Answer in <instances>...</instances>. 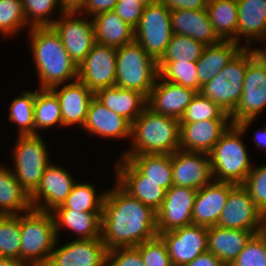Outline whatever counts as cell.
Instances as JSON below:
<instances>
[{
	"instance_id": "7402d4cb",
	"label": "cell",
	"mask_w": 266,
	"mask_h": 266,
	"mask_svg": "<svg viewBox=\"0 0 266 266\" xmlns=\"http://www.w3.org/2000/svg\"><path fill=\"white\" fill-rule=\"evenodd\" d=\"M197 92L157 77L147 97V107L157 114L180 120Z\"/></svg>"
},
{
	"instance_id": "277c9868",
	"label": "cell",
	"mask_w": 266,
	"mask_h": 266,
	"mask_svg": "<svg viewBox=\"0 0 266 266\" xmlns=\"http://www.w3.org/2000/svg\"><path fill=\"white\" fill-rule=\"evenodd\" d=\"M130 147L119 155L173 154L180 149V120L146 107L132 123Z\"/></svg>"
},
{
	"instance_id": "ba28073f",
	"label": "cell",
	"mask_w": 266,
	"mask_h": 266,
	"mask_svg": "<svg viewBox=\"0 0 266 266\" xmlns=\"http://www.w3.org/2000/svg\"><path fill=\"white\" fill-rule=\"evenodd\" d=\"M247 71V48H242L200 93L216 103L229 115L235 110L243 92Z\"/></svg>"
},
{
	"instance_id": "2e32d148",
	"label": "cell",
	"mask_w": 266,
	"mask_h": 266,
	"mask_svg": "<svg viewBox=\"0 0 266 266\" xmlns=\"http://www.w3.org/2000/svg\"><path fill=\"white\" fill-rule=\"evenodd\" d=\"M197 190L172 185L161 207L156 211L157 234L192 224V210Z\"/></svg>"
},
{
	"instance_id": "836d02e7",
	"label": "cell",
	"mask_w": 266,
	"mask_h": 266,
	"mask_svg": "<svg viewBox=\"0 0 266 266\" xmlns=\"http://www.w3.org/2000/svg\"><path fill=\"white\" fill-rule=\"evenodd\" d=\"M213 30L221 41H235L238 26L236 0H213L206 7Z\"/></svg>"
},
{
	"instance_id": "f546056e",
	"label": "cell",
	"mask_w": 266,
	"mask_h": 266,
	"mask_svg": "<svg viewBox=\"0 0 266 266\" xmlns=\"http://www.w3.org/2000/svg\"><path fill=\"white\" fill-rule=\"evenodd\" d=\"M242 48L235 41H220L205 46L196 62L200 86L212 80Z\"/></svg>"
},
{
	"instance_id": "5b68a950",
	"label": "cell",
	"mask_w": 266,
	"mask_h": 266,
	"mask_svg": "<svg viewBox=\"0 0 266 266\" xmlns=\"http://www.w3.org/2000/svg\"><path fill=\"white\" fill-rule=\"evenodd\" d=\"M20 262L24 266H47L57 241L51 212L31 209L20 214Z\"/></svg>"
},
{
	"instance_id": "6f0895ef",
	"label": "cell",
	"mask_w": 266,
	"mask_h": 266,
	"mask_svg": "<svg viewBox=\"0 0 266 266\" xmlns=\"http://www.w3.org/2000/svg\"><path fill=\"white\" fill-rule=\"evenodd\" d=\"M259 234L264 238L266 242V222L264 221L263 227L259 231Z\"/></svg>"
},
{
	"instance_id": "f35d334b",
	"label": "cell",
	"mask_w": 266,
	"mask_h": 266,
	"mask_svg": "<svg viewBox=\"0 0 266 266\" xmlns=\"http://www.w3.org/2000/svg\"><path fill=\"white\" fill-rule=\"evenodd\" d=\"M20 214L0 215V257L20 262Z\"/></svg>"
},
{
	"instance_id": "d6986e66",
	"label": "cell",
	"mask_w": 266,
	"mask_h": 266,
	"mask_svg": "<svg viewBox=\"0 0 266 266\" xmlns=\"http://www.w3.org/2000/svg\"><path fill=\"white\" fill-rule=\"evenodd\" d=\"M173 185L196 190L213 181L210 156L182 149L172 154Z\"/></svg>"
},
{
	"instance_id": "484cf974",
	"label": "cell",
	"mask_w": 266,
	"mask_h": 266,
	"mask_svg": "<svg viewBox=\"0 0 266 266\" xmlns=\"http://www.w3.org/2000/svg\"><path fill=\"white\" fill-rule=\"evenodd\" d=\"M55 232L62 238L61 231L73 233V240L101 238L102 212H78L74 210H53ZM63 229V230H62ZM61 235V236H60Z\"/></svg>"
},
{
	"instance_id": "8d00e7d4",
	"label": "cell",
	"mask_w": 266,
	"mask_h": 266,
	"mask_svg": "<svg viewBox=\"0 0 266 266\" xmlns=\"http://www.w3.org/2000/svg\"><path fill=\"white\" fill-rule=\"evenodd\" d=\"M18 95L8 105V120L18 127L17 136L35 135L34 100L36 88L34 91H20Z\"/></svg>"
},
{
	"instance_id": "ac0fdd59",
	"label": "cell",
	"mask_w": 266,
	"mask_h": 266,
	"mask_svg": "<svg viewBox=\"0 0 266 266\" xmlns=\"http://www.w3.org/2000/svg\"><path fill=\"white\" fill-rule=\"evenodd\" d=\"M114 164L115 181L132 197L154 211H157L164 201L166 190L151 180H147L128 159L123 157L116 158Z\"/></svg>"
},
{
	"instance_id": "5bb4252c",
	"label": "cell",
	"mask_w": 266,
	"mask_h": 266,
	"mask_svg": "<svg viewBox=\"0 0 266 266\" xmlns=\"http://www.w3.org/2000/svg\"><path fill=\"white\" fill-rule=\"evenodd\" d=\"M117 48L95 43L78 66V80L92 92L116 84Z\"/></svg>"
},
{
	"instance_id": "f907efd6",
	"label": "cell",
	"mask_w": 266,
	"mask_h": 266,
	"mask_svg": "<svg viewBox=\"0 0 266 266\" xmlns=\"http://www.w3.org/2000/svg\"><path fill=\"white\" fill-rule=\"evenodd\" d=\"M170 11L187 9V10H199L206 9V0H160Z\"/></svg>"
},
{
	"instance_id": "4fadbf2b",
	"label": "cell",
	"mask_w": 266,
	"mask_h": 266,
	"mask_svg": "<svg viewBox=\"0 0 266 266\" xmlns=\"http://www.w3.org/2000/svg\"><path fill=\"white\" fill-rule=\"evenodd\" d=\"M265 216L255 206L249 192L236 184L229 193L217 226L228 229L250 230L258 234Z\"/></svg>"
},
{
	"instance_id": "7a4b0ae2",
	"label": "cell",
	"mask_w": 266,
	"mask_h": 266,
	"mask_svg": "<svg viewBox=\"0 0 266 266\" xmlns=\"http://www.w3.org/2000/svg\"><path fill=\"white\" fill-rule=\"evenodd\" d=\"M27 34L39 89H50L77 80L78 66L52 26L31 27Z\"/></svg>"
},
{
	"instance_id": "52a82bcc",
	"label": "cell",
	"mask_w": 266,
	"mask_h": 266,
	"mask_svg": "<svg viewBox=\"0 0 266 266\" xmlns=\"http://www.w3.org/2000/svg\"><path fill=\"white\" fill-rule=\"evenodd\" d=\"M158 77L157 62L139 43L117 48L115 86L139 91L148 97Z\"/></svg>"
},
{
	"instance_id": "f6af8a7d",
	"label": "cell",
	"mask_w": 266,
	"mask_h": 266,
	"mask_svg": "<svg viewBox=\"0 0 266 266\" xmlns=\"http://www.w3.org/2000/svg\"><path fill=\"white\" fill-rule=\"evenodd\" d=\"M139 250L144 266H173L163 239L156 237L144 241L136 246Z\"/></svg>"
},
{
	"instance_id": "d4e9b609",
	"label": "cell",
	"mask_w": 266,
	"mask_h": 266,
	"mask_svg": "<svg viewBox=\"0 0 266 266\" xmlns=\"http://www.w3.org/2000/svg\"><path fill=\"white\" fill-rule=\"evenodd\" d=\"M236 1L238 9L236 43L244 48H252L254 43L255 47V44H259L266 36V0ZM241 40H244L243 44Z\"/></svg>"
},
{
	"instance_id": "e575fe53",
	"label": "cell",
	"mask_w": 266,
	"mask_h": 266,
	"mask_svg": "<svg viewBox=\"0 0 266 266\" xmlns=\"http://www.w3.org/2000/svg\"><path fill=\"white\" fill-rule=\"evenodd\" d=\"M35 134L41 135L42 130L63 129V120L57 96L50 89H36L34 100Z\"/></svg>"
},
{
	"instance_id": "4316f807",
	"label": "cell",
	"mask_w": 266,
	"mask_h": 266,
	"mask_svg": "<svg viewBox=\"0 0 266 266\" xmlns=\"http://www.w3.org/2000/svg\"><path fill=\"white\" fill-rule=\"evenodd\" d=\"M171 26L173 34L189 36L204 45L217 44L221 40L213 30L206 9L171 11Z\"/></svg>"
},
{
	"instance_id": "6da1fadb",
	"label": "cell",
	"mask_w": 266,
	"mask_h": 266,
	"mask_svg": "<svg viewBox=\"0 0 266 266\" xmlns=\"http://www.w3.org/2000/svg\"><path fill=\"white\" fill-rule=\"evenodd\" d=\"M101 219V239L108 250L136 247L158 235L156 211L132 197L116 181L107 188Z\"/></svg>"
},
{
	"instance_id": "bcb514c9",
	"label": "cell",
	"mask_w": 266,
	"mask_h": 266,
	"mask_svg": "<svg viewBox=\"0 0 266 266\" xmlns=\"http://www.w3.org/2000/svg\"><path fill=\"white\" fill-rule=\"evenodd\" d=\"M229 266H266V242L255 234Z\"/></svg>"
},
{
	"instance_id": "816d5d0a",
	"label": "cell",
	"mask_w": 266,
	"mask_h": 266,
	"mask_svg": "<svg viewBox=\"0 0 266 266\" xmlns=\"http://www.w3.org/2000/svg\"><path fill=\"white\" fill-rule=\"evenodd\" d=\"M185 266H226L220 259L214 254L206 251L197 256L192 262H189Z\"/></svg>"
},
{
	"instance_id": "ffe728a7",
	"label": "cell",
	"mask_w": 266,
	"mask_h": 266,
	"mask_svg": "<svg viewBox=\"0 0 266 266\" xmlns=\"http://www.w3.org/2000/svg\"><path fill=\"white\" fill-rule=\"evenodd\" d=\"M82 129L91 137L122 141L131 139L132 123L105 107L94 97Z\"/></svg>"
},
{
	"instance_id": "8fae6325",
	"label": "cell",
	"mask_w": 266,
	"mask_h": 266,
	"mask_svg": "<svg viewBox=\"0 0 266 266\" xmlns=\"http://www.w3.org/2000/svg\"><path fill=\"white\" fill-rule=\"evenodd\" d=\"M57 17L52 27L71 59L79 66L96 43L92 18L79 12H63Z\"/></svg>"
},
{
	"instance_id": "11a10c76",
	"label": "cell",
	"mask_w": 266,
	"mask_h": 266,
	"mask_svg": "<svg viewBox=\"0 0 266 266\" xmlns=\"http://www.w3.org/2000/svg\"><path fill=\"white\" fill-rule=\"evenodd\" d=\"M0 266H24L21 262L12 258L0 257Z\"/></svg>"
},
{
	"instance_id": "9f6ffc18",
	"label": "cell",
	"mask_w": 266,
	"mask_h": 266,
	"mask_svg": "<svg viewBox=\"0 0 266 266\" xmlns=\"http://www.w3.org/2000/svg\"><path fill=\"white\" fill-rule=\"evenodd\" d=\"M265 44V47L264 48H259L257 46H255V51H256V54L264 61H266V36L260 41V44L262 43Z\"/></svg>"
},
{
	"instance_id": "4dcf8cb0",
	"label": "cell",
	"mask_w": 266,
	"mask_h": 266,
	"mask_svg": "<svg viewBox=\"0 0 266 266\" xmlns=\"http://www.w3.org/2000/svg\"><path fill=\"white\" fill-rule=\"evenodd\" d=\"M92 21L97 43L119 48L134 41V29L114 11L100 13Z\"/></svg>"
},
{
	"instance_id": "3957f363",
	"label": "cell",
	"mask_w": 266,
	"mask_h": 266,
	"mask_svg": "<svg viewBox=\"0 0 266 266\" xmlns=\"http://www.w3.org/2000/svg\"><path fill=\"white\" fill-rule=\"evenodd\" d=\"M256 119H245L231 125L216 142L209 153L214 181L243 184L255 163H251L250 153L243 135L248 132Z\"/></svg>"
},
{
	"instance_id": "d6a6232c",
	"label": "cell",
	"mask_w": 266,
	"mask_h": 266,
	"mask_svg": "<svg viewBox=\"0 0 266 266\" xmlns=\"http://www.w3.org/2000/svg\"><path fill=\"white\" fill-rule=\"evenodd\" d=\"M147 180L158 183L166 191L173 185L172 154L126 155Z\"/></svg>"
},
{
	"instance_id": "8992f818",
	"label": "cell",
	"mask_w": 266,
	"mask_h": 266,
	"mask_svg": "<svg viewBox=\"0 0 266 266\" xmlns=\"http://www.w3.org/2000/svg\"><path fill=\"white\" fill-rule=\"evenodd\" d=\"M16 138L11 148L13 167L9 168L30 196L39 186L46 167L52 162L51 154L42 135H20Z\"/></svg>"
},
{
	"instance_id": "7c38bea8",
	"label": "cell",
	"mask_w": 266,
	"mask_h": 266,
	"mask_svg": "<svg viewBox=\"0 0 266 266\" xmlns=\"http://www.w3.org/2000/svg\"><path fill=\"white\" fill-rule=\"evenodd\" d=\"M68 171L63 165L54 162L46 167L39 186L30 195L32 209L51 212L66 201L77 182Z\"/></svg>"
},
{
	"instance_id": "681fc988",
	"label": "cell",
	"mask_w": 266,
	"mask_h": 266,
	"mask_svg": "<svg viewBox=\"0 0 266 266\" xmlns=\"http://www.w3.org/2000/svg\"><path fill=\"white\" fill-rule=\"evenodd\" d=\"M117 2L118 0H88L80 13L93 18L100 13L114 11Z\"/></svg>"
},
{
	"instance_id": "603a6c76",
	"label": "cell",
	"mask_w": 266,
	"mask_h": 266,
	"mask_svg": "<svg viewBox=\"0 0 266 266\" xmlns=\"http://www.w3.org/2000/svg\"><path fill=\"white\" fill-rule=\"evenodd\" d=\"M235 185L213 180L197 190L192 210V224L205 227L217 225L230 190Z\"/></svg>"
},
{
	"instance_id": "cb8c5ba5",
	"label": "cell",
	"mask_w": 266,
	"mask_h": 266,
	"mask_svg": "<svg viewBox=\"0 0 266 266\" xmlns=\"http://www.w3.org/2000/svg\"><path fill=\"white\" fill-rule=\"evenodd\" d=\"M231 125V120L180 122L179 148L209 154Z\"/></svg>"
},
{
	"instance_id": "83f0119b",
	"label": "cell",
	"mask_w": 266,
	"mask_h": 266,
	"mask_svg": "<svg viewBox=\"0 0 266 266\" xmlns=\"http://www.w3.org/2000/svg\"><path fill=\"white\" fill-rule=\"evenodd\" d=\"M94 97L105 107L133 123L147 107V97L139 91L117 86L98 89Z\"/></svg>"
},
{
	"instance_id": "44dd1931",
	"label": "cell",
	"mask_w": 266,
	"mask_h": 266,
	"mask_svg": "<svg viewBox=\"0 0 266 266\" xmlns=\"http://www.w3.org/2000/svg\"><path fill=\"white\" fill-rule=\"evenodd\" d=\"M50 90L58 98L64 129L74 125L83 128L94 92L78 79L56 85Z\"/></svg>"
},
{
	"instance_id": "ab89813d",
	"label": "cell",
	"mask_w": 266,
	"mask_h": 266,
	"mask_svg": "<svg viewBox=\"0 0 266 266\" xmlns=\"http://www.w3.org/2000/svg\"><path fill=\"white\" fill-rule=\"evenodd\" d=\"M25 28L29 31L31 27L26 22L21 0H0V36L13 38Z\"/></svg>"
},
{
	"instance_id": "9c48e42d",
	"label": "cell",
	"mask_w": 266,
	"mask_h": 266,
	"mask_svg": "<svg viewBox=\"0 0 266 266\" xmlns=\"http://www.w3.org/2000/svg\"><path fill=\"white\" fill-rule=\"evenodd\" d=\"M172 36L171 11L160 0L146 4L140 22L134 29V41L158 62Z\"/></svg>"
},
{
	"instance_id": "9a60e30c",
	"label": "cell",
	"mask_w": 266,
	"mask_h": 266,
	"mask_svg": "<svg viewBox=\"0 0 266 266\" xmlns=\"http://www.w3.org/2000/svg\"><path fill=\"white\" fill-rule=\"evenodd\" d=\"M166 244L173 266H185L208 251V227L190 224L158 234Z\"/></svg>"
},
{
	"instance_id": "60d3db41",
	"label": "cell",
	"mask_w": 266,
	"mask_h": 266,
	"mask_svg": "<svg viewBox=\"0 0 266 266\" xmlns=\"http://www.w3.org/2000/svg\"><path fill=\"white\" fill-rule=\"evenodd\" d=\"M206 45L195 39L173 34L165 53L159 61H189L197 62Z\"/></svg>"
},
{
	"instance_id": "db71d44e",
	"label": "cell",
	"mask_w": 266,
	"mask_h": 266,
	"mask_svg": "<svg viewBox=\"0 0 266 266\" xmlns=\"http://www.w3.org/2000/svg\"><path fill=\"white\" fill-rule=\"evenodd\" d=\"M252 141L255 143V147L266 152V125L264 128H259L252 134Z\"/></svg>"
},
{
	"instance_id": "1f68e13d",
	"label": "cell",
	"mask_w": 266,
	"mask_h": 266,
	"mask_svg": "<svg viewBox=\"0 0 266 266\" xmlns=\"http://www.w3.org/2000/svg\"><path fill=\"white\" fill-rule=\"evenodd\" d=\"M31 209L29 194L9 166L0 163V215H19Z\"/></svg>"
},
{
	"instance_id": "d590c367",
	"label": "cell",
	"mask_w": 266,
	"mask_h": 266,
	"mask_svg": "<svg viewBox=\"0 0 266 266\" xmlns=\"http://www.w3.org/2000/svg\"><path fill=\"white\" fill-rule=\"evenodd\" d=\"M92 182H76L66 201L54 210H74L78 212H102L107 190L98 193Z\"/></svg>"
},
{
	"instance_id": "74e56055",
	"label": "cell",
	"mask_w": 266,
	"mask_h": 266,
	"mask_svg": "<svg viewBox=\"0 0 266 266\" xmlns=\"http://www.w3.org/2000/svg\"><path fill=\"white\" fill-rule=\"evenodd\" d=\"M157 67L160 79L200 92L196 62L158 61Z\"/></svg>"
},
{
	"instance_id": "b9f144b4",
	"label": "cell",
	"mask_w": 266,
	"mask_h": 266,
	"mask_svg": "<svg viewBox=\"0 0 266 266\" xmlns=\"http://www.w3.org/2000/svg\"><path fill=\"white\" fill-rule=\"evenodd\" d=\"M21 2L26 22L30 27L52 26L58 19L52 14L57 10L63 13L59 0H21Z\"/></svg>"
},
{
	"instance_id": "680465c9",
	"label": "cell",
	"mask_w": 266,
	"mask_h": 266,
	"mask_svg": "<svg viewBox=\"0 0 266 266\" xmlns=\"http://www.w3.org/2000/svg\"><path fill=\"white\" fill-rule=\"evenodd\" d=\"M140 1H142L146 5L148 3H152L154 0H140Z\"/></svg>"
},
{
	"instance_id": "ee69618b",
	"label": "cell",
	"mask_w": 266,
	"mask_h": 266,
	"mask_svg": "<svg viewBox=\"0 0 266 266\" xmlns=\"http://www.w3.org/2000/svg\"><path fill=\"white\" fill-rule=\"evenodd\" d=\"M249 192L255 206L266 215V163L253 165L248 177L242 184Z\"/></svg>"
},
{
	"instance_id": "7dc6e473",
	"label": "cell",
	"mask_w": 266,
	"mask_h": 266,
	"mask_svg": "<svg viewBox=\"0 0 266 266\" xmlns=\"http://www.w3.org/2000/svg\"><path fill=\"white\" fill-rule=\"evenodd\" d=\"M105 266H144L136 247H117L108 250Z\"/></svg>"
},
{
	"instance_id": "f5cc1de1",
	"label": "cell",
	"mask_w": 266,
	"mask_h": 266,
	"mask_svg": "<svg viewBox=\"0 0 266 266\" xmlns=\"http://www.w3.org/2000/svg\"><path fill=\"white\" fill-rule=\"evenodd\" d=\"M88 0H59L62 12H81Z\"/></svg>"
},
{
	"instance_id": "e0dca14e",
	"label": "cell",
	"mask_w": 266,
	"mask_h": 266,
	"mask_svg": "<svg viewBox=\"0 0 266 266\" xmlns=\"http://www.w3.org/2000/svg\"><path fill=\"white\" fill-rule=\"evenodd\" d=\"M60 240L57 238L47 266H105L108 249L101 238H69L64 244Z\"/></svg>"
},
{
	"instance_id": "f1b7e54d",
	"label": "cell",
	"mask_w": 266,
	"mask_h": 266,
	"mask_svg": "<svg viewBox=\"0 0 266 266\" xmlns=\"http://www.w3.org/2000/svg\"><path fill=\"white\" fill-rule=\"evenodd\" d=\"M254 235L250 230L208 227V251L229 266Z\"/></svg>"
},
{
	"instance_id": "7bdbcfd3",
	"label": "cell",
	"mask_w": 266,
	"mask_h": 266,
	"mask_svg": "<svg viewBox=\"0 0 266 266\" xmlns=\"http://www.w3.org/2000/svg\"><path fill=\"white\" fill-rule=\"evenodd\" d=\"M204 120H231L216 103L197 92L186 107L180 122H197Z\"/></svg>"
},
{
	"instance_id": "30bf717a",
	"label": "cell",
	"mask_w": 266,
	"mask_h": 266,
	"mask_svg": "<svg viewBox=\"0 0 266 266\" xmlns=\"http://www.w3.org/2000/svg\"><path fill=\"white\" fill-rule=\"evenodd\" d=\"M266 109V61L255 49L247 48V71L243 92L235 110L230 114L233 125L245 119H256Z\"/></svg>"
},
{
	"instance_id": "c3c4849f",
	"label": "cell",
	"mask_w": 266,
	"mask_h": 266,
	"mask_svg": "<svg viewBox=\"0 0 266 266\" xmlns=\"http://www.w3.org/2000/svg\"><path fill=\"white\" fill-rule=\"evenodd\" d=\"M144 7L145 4L140 0H118L114 12L131 28L135 29L140 22Z\"/></svg>"
}]
</instances>
